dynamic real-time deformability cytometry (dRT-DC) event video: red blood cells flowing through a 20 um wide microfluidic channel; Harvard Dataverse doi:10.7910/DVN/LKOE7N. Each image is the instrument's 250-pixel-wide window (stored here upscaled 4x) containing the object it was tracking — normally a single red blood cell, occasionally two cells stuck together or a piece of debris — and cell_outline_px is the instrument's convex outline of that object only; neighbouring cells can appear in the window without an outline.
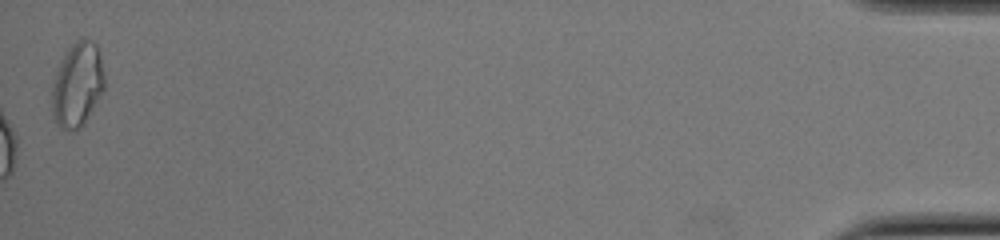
{"species": "common noctule bat (a hibernating species)", "species_latin": "Nyctalus noctula", "temperature_condition": "cold", "stored_images_in_passage": 54, "camera_frame_rate_fps": 3000, "um_per_image_px": 0.085, "animal": {"sex": "female", "body_mass_g": 22.0, "forearm_length_mm": 56.7}, "frame": {"image": 1, "passage_image": 54, "time_ms": 17.667, "image_size_px": [1000, 240], "cell_outline_px": [[104, 88], [84, 124], [80, 128], [60, 128], [56, 124], [52, 112], [52, 88], [56, 68], [64, 52], [76, 40], [84, 36], [92, 40], [96, 44], [100, 56], [104, 76]], "centroid_in_image_um": [6.56, 7.14], "position_along_channel_um": 428.6, "area_um2": 25.84}, "authors_computed_cell_mechanics": {"area_um2": 17.7157, "velocity_mm_per_s": 3.8924, "shape_relaxation_time_tau1_ms": 10.7949, "shape_relaxation_time_tau2_ms": 1.6621, "deformation_change_tau1": 0.1988, "deformation_change_tau2": 0.036}}